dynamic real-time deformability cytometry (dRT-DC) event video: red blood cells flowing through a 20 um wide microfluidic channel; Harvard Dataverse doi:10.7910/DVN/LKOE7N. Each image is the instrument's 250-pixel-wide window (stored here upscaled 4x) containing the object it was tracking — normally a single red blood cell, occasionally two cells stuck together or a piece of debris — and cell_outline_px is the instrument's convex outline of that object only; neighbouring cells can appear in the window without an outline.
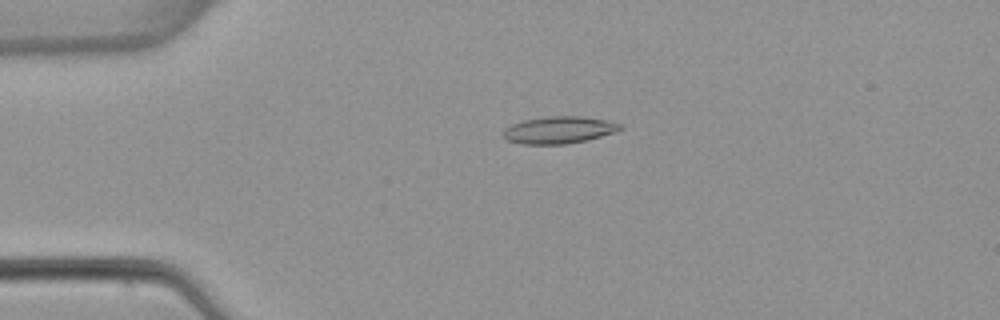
{"species": "common noctule bat (a hibernating species)", "species_latin": "Nyctalus noctula", "temperature_condition": "warm", "stored_images_in_passage": 2, "camera_frame_rate_fps": 3000, "um_per_image_px": 0.085, "animal": {"sex": "female", "body_mass_g": 22.7, "forearm_length_mm": 54.2}, "frame": {"image": 1, "passage_image": 2, "time_ms": 1.0, "image_size_px": [1000, 320], "cell_outline_px": [[624, 128], [588, 140], [564, 144], [520, 144], [508, 140], [504, 136], [504, 128], [512, 124], [524, 120], [544, 116], [580, 116], [608, 120], [624, 124]], "centroid_in_image_um": [47.53, 11.04], "position_along_channel_um": 37.5, "area_um2": 18.5}}